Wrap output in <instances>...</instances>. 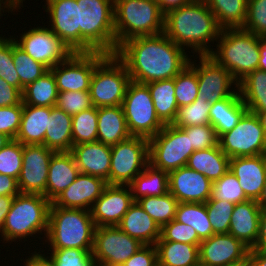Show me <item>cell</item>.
<instances>
[{
  "mask_svg": "<svg viewBox=\"0 0 266 266\" xmlns=\"http://www.w3.org/2000/svg\"><path fill=\"white\" fill-rule=\"evenodd\" d=\"M115 55L125 64L130 79L142 84L175 78L190 60L185 49L164 33L128 39Z\"/></svg>",
  "mask_w": 266,
  "mask_h": 266,
  "instance_id": "cell-1",
  "label": "cell"
},
{
  "mask_svg": "<svg viewBox=\"0 0 266 266\" xmlns=\"http://www.w3.org/2000/svg\"><path fill=\"white\" fill-rule=\"evenodd\" d=\"M221 30L203 0L172 9L164 18V34L183 49L191 48L198 56L211 53L210 43L218 40Z\"/></svg>",
  "mask_w": 266,
  "mask_h": 266,
  "instance_id": "cell-2",
  "label": "cell"
},
{
  "mask_svg": "<svg viewBox=\"0 0 266 266\" xmlns=\"http://www.w3.org/2000/svg\"><path fill=\"white\" fill-rule=\"evenodd\" d=\"M79 7V53H116L114 0H76Z\"/></svg>",
  "mask_w": 266,
  "mask_h": 266,
  "instance_id": "cell-3",
  "label": "cell"
},
{
  "mask_svg": "<svg viewBox=\"0 0 266 266\" xmlns=\"http://www.w3.org/2000/svg\"><path fill=\"white\" fill-rule=\"evenodd\" d=\"M218 39L216 50L212 49L208 56L228 70L238 83L258 69L260 36L242 28H224Z\"/></svg>",
  "mask_w": 266,
  "mask_h": 266,
  "instance_id": "cell-4",
  "label": "cell"
},
{
  "mask_svg": "<svg viewBox=\"0 0 266 266\" xmlns=\"http://www.w3.org/2000/svg\"><path fill=\"white\" fill-rule=\"evenodd\" d=\"M95 228L90 211L62 208L51 203L45 242L49 249L92 250Z\"/></svg>",
  "mask_w": 266,
  "mask_h": 266,
  "instance_id": "cell-5",
  "label": "cell"
},
{
  "mask_svg": "<svg viewBox=\"0 0 266 266\" xmlns=\"http://www.w3.org/2000/svg\"><path fill=\"white\" fill-rule=\"evenodd\" d=\"M164 18L156 0H114L116 51L128 39L164 33Z\"/></svg>",
  "mask_w": 266,
  "mask_h": 266,
  "instance_id": "cell-6",
  "label": "cell"
},
{
  "mask_svg": "<svg viewBox=\"0 0 266 266\" xmlns=\"http://www.w3.org/2000/svg\"><path fill=\"white\" fill-rule=\"evenodd\" d=\"M51 202L40 194L19 193L14 197L5 218L2 233L3 243L30 238L48 231ZM44 232V233H42ZM11 241V242H10Z\"/></svg>",
  "mask_w": 266,
  "mask_h": 266,
  "instance_id": "cell-7",
  "label": "cell"
},
{
  "mask_svg": "<svg viewBox=\"0 0 266 266\" xmlns=\"http://www.w3.org/2000/svg\"><path fill=\"white\" fill-rule=\"evenodd\" d=\"M130 81L125 64L115 54H108L91 77L89 93L93 106L122 105Z\"/></svg>",
  "mask_w": 266,
  "mask_h": 266,
  "instance_id": "cell-8",
  "label": "cell"
},
{
  "mask_svg": "<svg viewBox=\"0 0 266 266\" xmlns=\"http://www.w3.org/2000/svg\"><path fill=\"white\" fill-rule=\"evenodd\" d=\"M121 106L131 136L143 137L149 140L165 126L156 114L146 84L131 80Z\"/></svg>",
  "mask_w": 266,
  "mask_h": 266,
  "instance_id": "cell-9",
  "label": "cell"
},
{
  "mask_svg": "<svg viewBox=\"0 0 266 266\" xmlns=\"http://www.w3.org/2000/svg\"><path fill=\"white\" fill-rule=\"evenodd\" d=\"M149 141V163L167 173L186 166L194 152L190 136L173 124L165 125Z\"/></svg>",
  "mask_w": 266,
  "mask_h": 266,
  "instance_id": "cell-10",
  "label": "cell"
},
{
  "mask_svg": "<svg viewBox=\"0 0 266 266\" xmlns=\"http://www.w3.org/2000/svg\"><path fill=\"white\" fill-rule=\"evenodd\" d=\"M149 164V141L130 136L111 146L110 184L129 185Z\"/></svg>",
  "mask_w": 266,
  "mask_h": 266,
  "instance_id": "cell-11",
  "label": "cell"
},
{
  "mask_svg": "<svg viewBox=\"0 0 266 266\" xmlns=\"http://www.w3.org/2000/svg\"><path fill=\"white\" fill-rule=\"evenodd\" d=\"M218 144L229 158L262 155L266 138L258 115L247 110L231 131L219 137Z\"/></svg>",
  "mask_w": 266,
  "mask_h": 266,
  "instance_id": "cell-12",
  "label": "cell"
},
{
  "mask_svg": "<svg viewBox=\"0 0 266 266\" xmlns=\"http://www.w3.org/2000/svg\"><path fill=\"white\" fill-rule=\"evenodd\" d=\"M197 57L200 60L198 65L195 59L192 61L190 59L188 64L197 73L198 97L196 99H203L212 104L230 96H240L238 82L228 70L208 55Z\"/></svg>",
  "mask_w": 266,
  "mask_h": 266,
  "instance_id": "cell-13",
  "label": "cell"
},
{
  "mask_svg": "<svg viewBox=\"0 0 266 266\" xmlns=\"http://www.w3.org/2000/svg\"><path fill=\"white\" fill-rule=\"evenodd\" d=\"M142 245L118 226L96 227L92 255L98 266L123 265Z\"/></svg>",
  "mask_w": 266,
  "mask_h": 266,
  "instance_id": "cell-14",
  "label": "cell"
},
{
  "mask_svg": "<svg viewBox=\"0 0 266 266\" xmlns=\"http://www.w3.org/2000/svg\"><path fill=\"white\" fill-rule=\"evenodd\" d=\"M103 52L72 53L66 60L52 67L59 92L89 91L95 67L107 56Z\"/></svg>",
  "mask_w": 266,
  "mask_h": 266,
  "instance_id": "cell-15",
  "label": "cell"
},
{
  "mask_svg": "<svg viewBox=\"0 0 266 266\" xmlns=\"http://www.w3.org/2000/svg\"><path fill=\"white\" fill-rule=\"evenodd\" d=\"M13 38L30 57L48 69L63 62L72 54L61 39L46 26H37L22 32L19 40L15 36Z\"/></svg>",
  "mask_w": 266,
  "mask_h": 266,
  "instance_id": "cell-16",
  "label": "cell"
},
{
  "mask_svg": "<svg viewBox=\"0 0 266 266\" xmlns=\"http://www.w3.org/2000/svg\"><path fill=\"white\" fill-rule=\"evenodd\" d=\"M53 153L45 145H23V165L18 178L20 193L45 194Z\"/></svg>",
  "mask_w": 266,
  "mask_h": 266,
  "instance_id": "cell-17",
  "label": "cell"
},
{
  "mask_svg": "<svg viewBox=\"0 0 266 266\" xmlns=\"http://www.w3.org/2000/svg\"><path fill=\"white\" fill-rule=\"evenodd\" d=\"M48 28L68 47L79 53V7L76 0H46ZM50 26V27H49Z\"/></svg>",
  "mask_w": 266,
  "mask_h": 266,
  "instance_id": "cell-18",
  "label": "cell"
},
{
  "mask_svg": "<svg viewBox=\"0 0 266 266\" xmlns=\"http://www.w3.org/2000/svg\"><path fill=\"white\" fill-rule=\"evenodd\" d=\"M249 248L231 234H213L199 246L200 266L247 263Z\"/></svg>",
  "mask_w": 266,
  "mask_h": 266,
  "instance_id": "cell-19",
  "label": "cell"
},
{
  "mask_svg": "<svg viewBox=\"0 0 266 266\" xmlns=\"http://www.w3.org/2000/svg\"><path fill=\"white\" fill-rule=\"evenodd\" d=\"M133 202L129 185L108 184L90 209L95 227L118 226Z\"/></svg>",
  "mask_w": 266,
  "mask_h": 266,
  "instance_id": "cell-20",
  "label": "cell"
},
{
  "mask_svg": "<svg viewBox=\"0 0 266 266\" xmlns=\"http://www.w3.org/2000/svg\"><path fill=\"white\" fill-rule=\"evenodd\" d=\"M168 178L169 192L179 203H206L211 197L213 182L188 166L169 172Z\"/></svg>",
  "mask_w": 266,
  "mask_h": 266,
  "instance_id": "cell-21",
  "label": "cell"
},
{
  "mask_svg": "<svg viewBox=\"0 0 266 266\" xmlns=\"http://www.w3.org/2000/svg\"><path fill=\"white\" fill-rule=\"evenodd\" d=\"M108 185L102 178L80 173L76 180L51 203L54 206L90 211Z\"/></svg>",
  "mask_w": 266,
  "mask_h": 266,
  "instance_id": "cell-22",
  "label": "cell"
},
{
  "mask_svg": "<svg viewBox=\"0 0 266 266\" xmlns=\"http://www.w3.org/2000/svg\"><path fill=\"white\" fill-rule=\"evenodd\" d=\"M229 171L238 179L245 196L249 200L257 201L266 183L263 156L230 158Z\"/></svg>",
  "mask_w": 266,
  "mask_h": 266,
  "instance_id": "cell-23",
  "label": "cell"
},
{
  "mask_svg": "<svg viewBox=\"0 0 266 266\" xmlns=\"http://www.w3.org/2000/svg\"><path fill=\"white\" fill-rule=\"evenodd\" d=\"M80 173L102 178L110 184L111 146L101 142L81 143L70 151Z\"/></svg>",
  "mask_w": 266,
  "mask_h": 266,
  "instance_id": "cell-24",
  "label": "cell"
},
{
  "mask_svg": "<svg viewBox=\"0 0 266 266\" xmlns=\"http://www.w3.org/2000/svg\"><path fill=\"white\" fill-rule=\"evenodd\" d=\"M261 210L256 200H247L234 205L228 233L249 249L254 248L257 243Z\"/></svg>",
  "mask_w": 266,
  "mask_h": 266,
  "instance_id": "cell-25",
  "label": "cell"
},
{
  "mask_svg": "<svg viewBox=\"0 0 266 266\" xmlns=\"http://www.w3.org/2000/svg\"><path fill=\"white\" fill-rule=\"evenodd\" d=\"M79 174V168L70 151L54 152L49 163L46 192L43 196L52 202Z\"/></svg>",
  "mask_w": 266,
  "mask_h": 266,
  "instance_id": "cell-26",
  "label": "cell"
},
{
  "mask_svg": "<svg viewBox=\"0 0 266 266\" xmlns=\"http://www.w3.org/2000/svg\"><path fill=\"white\" fill-rule=\"evenodd\" d=\"M118 227L143 245H155L161 235L159 225L137 201L130 205Z\"/></svg>",
  "mask_w": 266,
  "mask_h": 266,
  "instance_id": "cell-27",
  "label": "cell"
},
{
  "mask_svg": "<svg viewBox=\"0 0 266 266\" xmlns=\"http://www.w3.org/2000/svg\"><path fill=\"white\" fill-rule=\"evenodd\" d=\"M50 107L23 104L19 131L15 140L22 145H44Z\"/></svg>",
  "mask_w": 266,
  "mask_h": 266,
  "instance_id": "cell-28",
  "label": "cell"
},
{
  "mask_svg": "<svg viewBox=\"0 0 266 266\" xmlns=\"http://www.w3.org/2000/svg\"><path fill=\"white\" fill-rule=\"evenodd\" d=\"M130 136L121 105L98 107V142L113 146Z\"/></svg>",
  "mask_w": 266,
  "mask_h": 266,
  "instance_id": "cell-29",
  "label": "cell"
},
{
  "mask_svg": "<svg viewBox=\"0 0 266 266\" xmlns=\"http://www.w3.org/2000/svg\"><path fill=\"white\" fill-rule=\"evenodd\" d=\"M44 145L54 152H69L73 146L72 116L56 106L50 107Z\"/></svg>",
  "mask_w": 266,
  "mask_h": 266,
  "instance_id": "cell-30",
  "label": "cell"
},
{
  "mask_svg": "<svg viewBox=\"0 0 266 266\" xmlns=\"http://www.w3.org/2000/svg\"><path fill=\"white\" fill-rule=\"evenodd\" d=\"M247 110L240 96H230L212 103L209 112L210 125L215 129L217 137L231 131Z\"/></svg>",
  "mask_w": 266,
  "mask_h": 266,
  "instance_id": "cell-31",
  "label": "cell"
},
{
  "mask_svg": "<svg viewBox=\"0 0 266 266\" xmlns=\"http://www.w3.org/2000/svg\"><path fill=\"white\" fill-rule=\"evenodd\" d=\"M229 160L218 144L216 147L194 151L186 166L215 182L229 171Z\"/></svg>",
  "mask_w": 266,
  "mask_h": 266,
  "instance_id": "cell-32",
  "label": "cell"
},
{
  "mask_svg": "<svg viewBox=\"0 0 266 266\" xmlns=\"http://www.w3.org/2000/svg\"><path fill=\"white\" fill-rule=\"evenodd\" d=\"M159 266H200L199 246L175 241L155 243Z\"/></svg>",
  "mask_w": 266,
  "mask_h": 266,
  "instance_id": "cell-33",
  "label": "cell"
},
{
  "mask_svg": "<svg viewBox=\"0 0 266 266\" xmlns=\"http://www.w3.org/2000/svg\"><path fill=\"white\" fill-rule=\"evenodd\" d=\"M146 85L158 118L164 125L172 124L179 108L175 97L174 78L152 81Z\"/></svg>",
  "mask_w": 266,
  "mask_h": 266,
  "instance_id": "cell-34",
  "label": "cell"
},
{
  "mask_svg": "<svg viewBox=\"0 0 266 266\" xmlns=\"http://www.w3.org/2000/svg\"><path fill=\"white\" fill-rule=\"evenodd\" d=\"M134 201L142 197H158L169 192L168 173L150 163L129 184Z\"/></svg>",
  "mask_w": 266,
  "mask_h": 266,
  "instance_id": "cell-35",
  "label": "cell"
},
{
  "mask_svg": "<svg viewBox=\"0 0 266 266\" xmlns=\"http://www.w3.org/2000/svg\"><path fill=\"white\" fill-rule=\"evenodd\" d=\"M238 89L248 111L256 114L266 111V72L256 69L249 73L238 83Z\"/></svg>",
  "mask_w": 266,
  "mask_h": 266,
  "instance_id": "cell-36",
  "label": "cell"
},
{
  "mask_svg": "<svg viewBox=\"0 0 266 266\" xmlns=\"http://www.w3.org/2000/svg\"><path fill=\"white\" fill-rule=\"evenodd\" d=\"M59 91L53 72L49 69L34 82L28 84L22 92V102L26 105L53 107Z\"/></svg>",
  "mask_w": 266,
  "mask_h": 266,
  "instance_id": "cell-37",
  "label": "cell"
},
{
  "mask_svg": "<svg viewBox=\"0 0 266 266\" xmlns=\"http://www.w3.org/2000/svg\"><path fill=\"white\" fill-rule=\"evenodd\" d=\"M224 28H242L247 17L248 0H203Z\"/></svg>",
  "mask_w": 266,
  "mask_h": 266,
  "instance_id": "cell-38",
  "label": "cell"
},
{
  "mask_svg": "<svg viewBox=\"0 0 266 266\" xmlns=\"http://www.w3.org/2000/svg\"><path fill=\"white\" fill-rule=\"evenodd\" d=\"M175 220L193 227L201 240L214 234L205 203H178Z\"/></svg>",
  "mask_w": 266,
  "mask_h": 266,
  "instance_id": "cell-39",
  "label": "cell"
},
{
  "mask_svg": "<svg viewBox=\"0 0 266 266\" xmlns=\"http://www.w3.org/2000/svg\"><path fill=\"white\" fill-rule=\"evenodd\" d=\"M137 202L160 228L175 219L179 203L170 192L158 197H142Z\"/></svg>",
  "mask_w": 266,
  "mask_h": 266,
  "instance_id": "cell-40",
  "label": "cell"
},
{
  "mask_svg": "<svg viewBox=\"0 0 266 266\" xmlns=\"http://www.w3.org/2000/svg\"><path fill=\"white\" fill-rule=\"evenodd\" d=\"M98 108L89 109L72 116L73 146L97 141Z\"/></svg>",
  "mask_w": 266,
  "mask_h": 266,
  "instance_id": "cell-41",
  "label": "cell"
},
{
  "mask_svg": "<svg viewBox=\"0 0 266 266\" xmlns=\"http://www.w3.org/2000/svg\"><path fill=\"white\" fill-rule=\"evenodd\" d=\"M13 63L20 78V91L37 80L49 69L41 62L35 61L23 49H21L13 38Z\"/></svg>",
  "mask_w": 266,
  "mask_h": 266,
  "instance_id": "cell-42",
  "label": "cell"
},
{
  "mask_svg": "<svg viewBox=\"0 0 266 266\" xmlns=\"http://www.w3.org/2000/svg\"><path fill=\"white\" fill-rule=\"evenodd\" d=\"M211 103L203 99H196L190 105L178 108L176 118L172 123L178 128L210 124Z\"/></svg>",
  "mask_w": 266,
  "mask_h": 266,
  "instance_id": "cell-43",
  "label": "cell"
},
{
  "mask_svg": "<svg viewBox=\"0 0 266 266\" xmlns=\"http://www.w3.org/2000/svg\"><path fill=\"white\" fill-rule=\"evenodd\" d=\"M209 200H225L237 204L249 199L245 196L238 179L230 171H227L220 179L213 182Z\"/></svg>",
  "mask_w": 266,
  "mask_h": 266,
  "instance_id": "cell-44",
  "label": "cell"
},
{
  "mask_svg": "<svg viewBox=\"0 0 266 266\" xmlns=\"http://www.w3.org/2000/svg\"><path fill=\"white\" fill-rule=\"evenodd\" d=\"M174 86L178 107L190 105L198 97L197 73L188 65L174 78Z\"/></svg>",
  "mask_w": 266,
  "mask_h": 266,
  "instance_id": "cell-45",
  "label": "cell"
},
{
  "mask_svg": "<svg viewBox=\"0 0 266 266\" xmlns=\"http://www.w3.org/2000/svg\"><path fill=\"white\" fill-rule=\"evenodd\" d=\"M46 256L54 266H98L92 250L75 248L48 249Z\"/></svg>",
  "mask_w": 266,
  "mask_h": 266,
  "instance_id": "cell-46",
  "label": "cell"
},
{
  "mask_svg": "<svg viewBox=\"0 0 266 266\" xmlns=\"http://www.w3.org/2000/svg\"><path fill=\"white\" fill-rule=\"evenodd\" d=\"M23 165V145L12 139L0 149V174L18 180Z\"/></svg>",
  "mask_w": 266,
  "mask_h": 266,
  "instance_id": "cell-47",
  "label": "cell"
},
{
  "mask_svg": "<svg viewBox=\"0 0 266 266\" xmlns=\"http://www.w3.org/2000/svg\"><path fill=\"white\" fill-rule=\"evenodd\" d=\"M206 209L214 234H228L234 205L225 200H208Z\"/></svg>",
  "mask_w": 266,
  "mask_h": 266,
  "instance_id": "cell-48",
  "label": "cell"
},
{
  "mask_svg": "<svg viewBox=\"0 0 266 266\" xmlns=\"http://www.w3.org/2000/svg\"><path fill=\"white\" fill-rule=\"evenodd\" d=\"M0 77L20 90V78L13 63V36H0Z\"/></svg>",
  "mask_w": 266,
  "mask_h": 266,
  "instance_id": "cell-49",
  "label": "cell"
},
{
  "mask_svg": "<svg viewBox=\"0 0 266 266\" xmlns=\"http://www.w3.org/2000/svg\"><path fill=\"white\" fill-rule=\"evenodd\" d=\"M242 29L266 37V0L247 1V17Z\"/></svg>",
  "mask_w": 266,
  "mask_h": 266,
  "instance_id": "cell-50",
  "label": "cell"
},
{
  "mask_svg": "<svg viewBox=\"0 0 266 266\" xmlns=\"http://www.w3.org/2000/svg\"><path fill=\"white\" fill-rule=\"evenodd\" d=\"M55 106L73 116L93 107V104L89 91H65L59 92Z\"/></svg>",
  "mask_w": 266,
  "mask_h": 266,
  "instance_id": "cell-51",
  "label": "cell"
},
{
  "mask_svg": "<svg viewBox=\"0 0 266 266\" xmlns=\"http://www.w3.org/2000/svg\"><path fill=\"white\" fill-rule=\"evenodd\" d=\"M158 240L182 242L197 246H200L202 241L193 227L180 223L175 219L161 228V235Z\"/></svg>",
  "mask_w": 266,
  "mask_h": 266,
  "instance_id": "cell-52",
  "label": "cell"
},
{
  "mask_svg": "<svg viewBox=\"0 0 266 266\" xmlns=\"http://www.w3.org/2000/svg\"><path fill=\"white\" fill-rule=\"evenodd\" d=\"M190 136L191 146L194 151L216 147L219 138L210 124L189 126L182 128Z\"/></svg>",
  "mask_w": 266,
  "mask_h": 266,
  "instance_id": "cell-53",
  "label": "cell"
},
{
  "mask_svg": "<svg viewBox=\"0 0 266 266\" xmlns=\"http://www.w3.org/2000/svg\"><path fill=\"white\" fill-rule=\"evenodd\" d=\"M23 102L13 106L0 107V132L15 139L20 128Z\"/></svg>",
  "mask_w": 266,
  "mask_h": 266,
  "instance_id": "cell-54",
  "label": "cell"
},
{
  "mask_svg": "<svg viewBox=\"0 0 266 266\" xmlns=\"http://www.w3.org/2000/svg\"><path fill=\"white\" fill-rule=\"evenodd\" d=\"M158 263L157 250L155 245H142L135 254H133L124 266H155Z\"/></svg>",
  "mask_w": 266,
  "mask_h": 266,
  "instance_id": "cell-55",
  "label": "cell"
},
{
  "mask_svg": "<svg viewBox=\"0 0 266 266\" xmlns=\"http://www.w3.org/2000/svg\"><path fill=\"white\" fill-rule=\"evenodd\" d=\"M22 102V92L0 77V107L13 106Z\"/></svg>",
  "mask_w": 266,
  "mask_h": 266,
  "instance_id": "cell-56",
  "label": "cell"
},
{
  "mask_svg": "<svg viewBox=\"0 0 266 266\" xmlns=\"http://www.w3.org/2000/svg\"><path fill=\"white\" fill-rule=\"evenodd\" d=\"M19 193L18 180L11 176L0 174V196L15 197Z\"/></svg>",
  "mask_w": 266,
  "mask_h": 266,
  "instance_id": "cell-57",
  "label": "cell"
},
{
  "mask_svg": "<svg viewBox=\"0 0 266 266\" xmlns=\"http://www.w3.org/2000/svg\"><path fill=\"white\" fill-rule=\"evenodd\" d=\"M254 248L266 251V208H263L260 213L259 236Z\"/></svg>",
  "mask_w": 266,
  "mask_h": 266,
  "instance_id": "cell-58",
  "label": "cell"
},
{
  "mask_svg": "<svg viewBox=\"0 0 266 266\" xmlns=\"http://www.w3.org/2000/svg\"><path fill=\"white\" fill-rule=\"evenodd\" d=\"M39 252H32L28 259H24L23 266H54L52 262L45 256L47 254H40Z\"/></svg>",
  "mask_w": 266,
  "mask_h": 266,
  "instance_id": "cell-59",
  "label": "cell"
},
{
  "mask_svg": "<svg viewBox=\"0 0 266 266\" xmlns=\"http://www.w3.org/2000/svg\"><path fill=\"white\" fill-rule=\"evenodd\" d=\"M247 264L249 266H266V251L249 249Z\"/></svg>",
  "mask_w": 266,
  "mask_h": 266,
  "instance_id": "cell-60",
  "label": "cell"
},
{
  "mask_svg": "<svg viewBox=\"0 0 266 266\" xmlns=\"http://www.w3.org/2000/svg\"><path fill=\"white\" fill-rule=\"evenodd\" d=\"M14 197L0 196V233H2L5 218L11 208Z\"/></svg>",
  "mask_w": 266,
  "mask_h": 266,
  "instance_id": "cell-61",
  "label": "cell"
},
{
  "mask_svg": "<svg viewBox=\"0 0 266 266\" xmlns=\"http://www.w3.org/2000/svg\"><path fill=\"white\" fill-rule=\"evenodd\" d=\"M156 1L160 6L161 11L164 14H166L168 11L187 5L193 0H156Z\"/></svg>",
  "mask_w": 266,
  "mask_h": 266,
  "instance_id": "cell-62",
  "label": "cell"
},
{
  "mask_svg": "<svg viewBox=\"0 0 266 266\" xmlns=\"http://www.w3.org/2000/svg\"><path fill=\"white\" fill-rule=\"evenodd\" d=\"M260 60L258 69L266 72V37H260L259 43Z\"/></svg>",
  "mask_w": 266,
  "mask_h": 266,
  "instance_id": "cell-63",
  "label": "cell"
},
{
  "mask_svg": "<svg viewBox=\"0 0 266 266\" xmlns=\"http://www.w3.org/2000/svg\"><path fill=\"white\" fill-rule=\"evenodd\" d=\"M20 8L21 7L19 5H17V3L15 1H13V0H5V1L4 0H0V17H2L3 14L6 13V12L9 13V12H14V11L16 12V10L19 11L18 9H20ZM2 12H3V14H2Z\"/></svg>",
  "mask_w": 266,
  "mask_h": 266,
  "instance_id": "cell-64",
  "label": "cell"
},
{
  "mask_svg": "<svg viewBox=\"0 0 266 266\" xmlns=\"http://www.w3.org/2000/svg\"><path fill=\"white\" fill-rule=\"evenodd\" d=\"M257 204L263 209L266 208V183L262 190L260 197L257 200Z\"/></svg>",
  "mask_w": 266,
  "mask_h": 266,
  "instance_id": "cell-65",
  "label": "cell"
},
{
  "mask_svg": "<svg viewBox=\"0 0 266 266\" xmlns=\"http://www.w3.org/2000/svg\"><path fill=\"white\" fill-rule=\"evenodd\" d=\"M257 115H258V117L260 119L262 128L264 130V135H265V138H266V111L265 112H261V113H259Z\"/></svg>",
  "mask_w": 266,
  "mask_h": 266,
  "instance_id": "cell-66",
  "label": "cell"
},
{
  "mask_svg": "<svg viewBox=\"0 0 266 266\" xmlns=\"http://www.w3.org/2000/svg\"><path fill=\"white\" fill-rule=\"evenodd\" d=\"M12 139L0 132V149H2L7 143H9Z\"/></svg>",
  "mask_w": 266,
  "mask_h": 266,
  "instance_id": "cell-67",
  "label": "cell"
},
{
  "mask_svg": "<svg viewBox=\"0 0 266 266\" xmlns=\"http://www.w3.org/2000/svg\"><path fill=\"white\" fill-rule=\"evenodd\" d=\"M247 263H235V264H227V265H222V266H245Z\"/></svg>",
  "mask_w": 266,
  "mask_h": 266,
  "instance_id": "cell-68",
  "label": "cell"
},
{
  "mask_svg": "<svg viewBox=\"0 0 266 266\" xmlns=\"http://www.w3.org/2000/svg\"><path fill=\"white\" fill-rule=\"evenodd\" d=\"M17 3V5H19L20 7L23 5V1L25 0H13Z\"/></svg>",
  "mask_w": 266,
  "mask_h": 266,
  "instance_id": "cell-69",
  "label": "cell"
},
{
  "mask_svg": "<svg viewBox=\"0 0 266 266\" xmlns=\"http://www.w3.org/2000/svg\"><path fill=\"white\" fill-rule=\"evenodd\" d=\"M266 166V151L262 154Z\"/></svg>",
  "mask_w": 266,
  "mask_h": 266,
  "instance_id": "cell-70",
  "label": "cell"
}]
</instances>
